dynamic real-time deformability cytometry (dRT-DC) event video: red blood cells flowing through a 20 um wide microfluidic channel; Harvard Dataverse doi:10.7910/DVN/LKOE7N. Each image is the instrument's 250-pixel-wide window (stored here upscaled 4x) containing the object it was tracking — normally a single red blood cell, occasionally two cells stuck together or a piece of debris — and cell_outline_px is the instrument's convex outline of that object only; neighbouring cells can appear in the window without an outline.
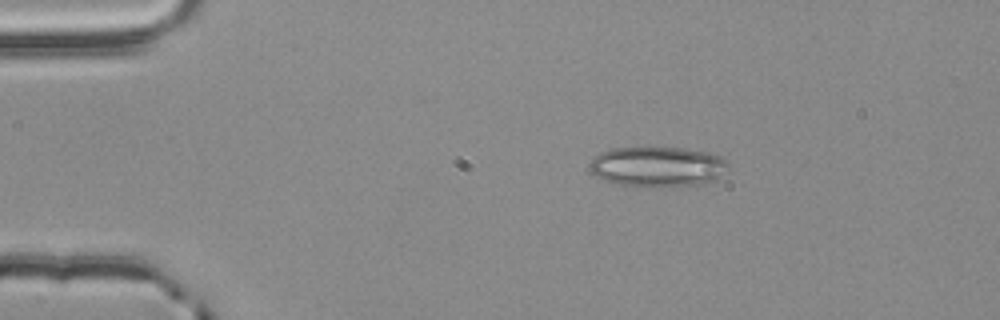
{"species": "common noctule bat (a hibernating species)", "species_latin": "Nyctalus noctula", "temperature_condition": "room temperature", "stored_images_in_passage": 47, "camera_frame_rate_fps": 3000, "um_per_image_px": 0.085, "animal": {"sex": "male", "body_mass_g": 20.4}, "frame": {"image": 1, "passage_image": 2, "time_ms": 0.333, "image_size_px": [1000, 320], "cell_outline_px": [[728, 164], [720, 176], [712, 180], [692, 184], [620, 184], [604, 180], [596, 176], [592, 172], [592, 160], [600, 152], [612, 148], [684, 148], [708, 152], [720, 156]], "centroid_in_image_um": [55.88, 14.11], "position_along_channel_um": 29.1, "area_um2": 30.87}}
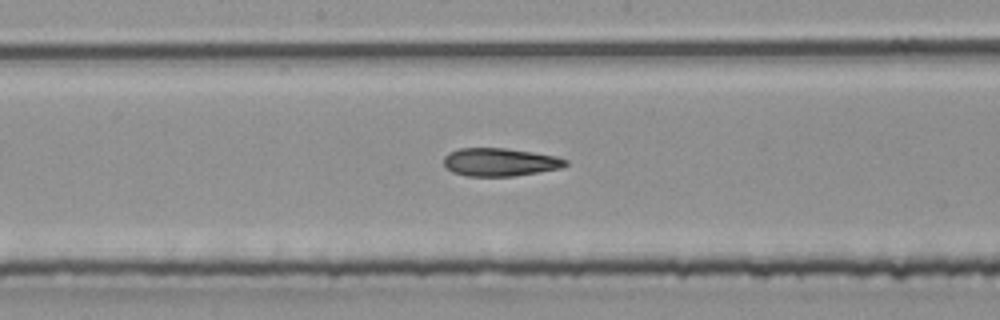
{"frame": {"image": 2, "passage_image": 21, "time_ms": 6.667, "image_size_px": [1000, 320], "cell_outline_px": [[568, 164], [560, 168], [512, 176], [468, 176], [452, 172], [444, 164], [444, 156], [448, 152], [460, 148], [504, 148], [532, 152], [556, 156], [568, 160]], "centroid_in_image_um": [42.47, 13.77], "position_along_channel_um": 205.7, "area_um2": 19.77}}
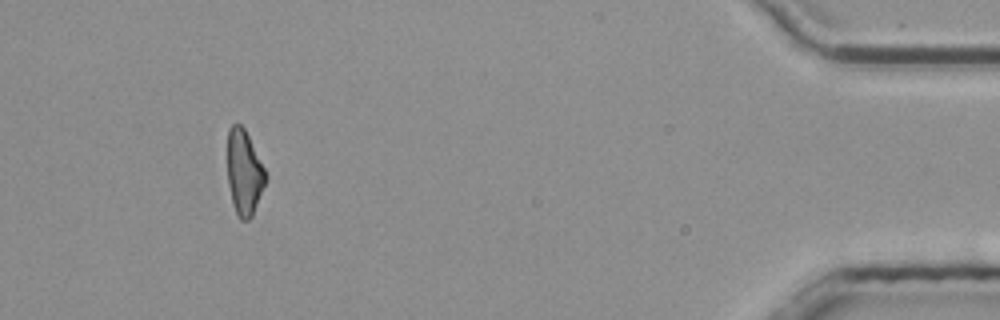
{"frame": {"image": 3, "passage_image": 43, "time_ms": 14.0, "image_size_px": [1000, 320], "cell_outline_px": [[268, 176], [252, 216], [248, 220], [240, 220], [236, 212], [232, 200], [228, 184], [228, 128], [232, 124], [240, 124], [244, 128]], "centroid_in_image_um": [20.75, 14.67], "position_along_channel_um": 414.4, "area_um2": 18.61}, "authors_computed_cell_mechanics": {"area_um2": 20.1722, "velocity_mm_per_s": 3.7992, "shape_relaxation_time_tau1_ms": null, "shape_relaxation_time_tau2_ms": 8.5686, "deformation_change_tau1": null, "deformation_change_tau2": 0.2234}}